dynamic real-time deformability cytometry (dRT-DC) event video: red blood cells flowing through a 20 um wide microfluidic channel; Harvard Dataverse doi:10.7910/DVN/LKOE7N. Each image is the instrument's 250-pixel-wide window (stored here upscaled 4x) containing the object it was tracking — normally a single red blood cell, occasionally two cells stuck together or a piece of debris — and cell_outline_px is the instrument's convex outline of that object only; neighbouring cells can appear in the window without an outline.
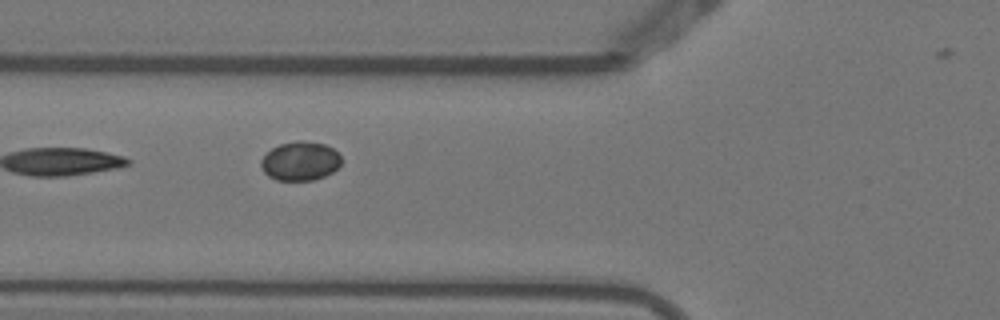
{"species": "Egyptian fruit bat (a non-hibernating species)", "species_latin": "Rousettus aegyptiacus", "temperature_condition": "warm", "stored_images_in_passage": 2, "camera_frame_rate_fps": 3000, "um_per_image_px": 0.085, "animal": {"sex": "female"}, "frame": {"image": 1, "passage_image": 2, "time_ms": 0.333, "image_size_px": [1000, 320], "cell_outline_px": [[340, 164], [332, 172], [324, 176], [312, 180], [276, 180], [268, 176], [264, 172], [260, 164], [260, 160], [272, 148], [280, 144], [296, 140], [300, 140], [324, 144], [332, 148], [340, 156]], "centroid_in_image_um": [25.49, 13.69], "position_along_channel_um": 100.3, "area_um2": 18.09}}